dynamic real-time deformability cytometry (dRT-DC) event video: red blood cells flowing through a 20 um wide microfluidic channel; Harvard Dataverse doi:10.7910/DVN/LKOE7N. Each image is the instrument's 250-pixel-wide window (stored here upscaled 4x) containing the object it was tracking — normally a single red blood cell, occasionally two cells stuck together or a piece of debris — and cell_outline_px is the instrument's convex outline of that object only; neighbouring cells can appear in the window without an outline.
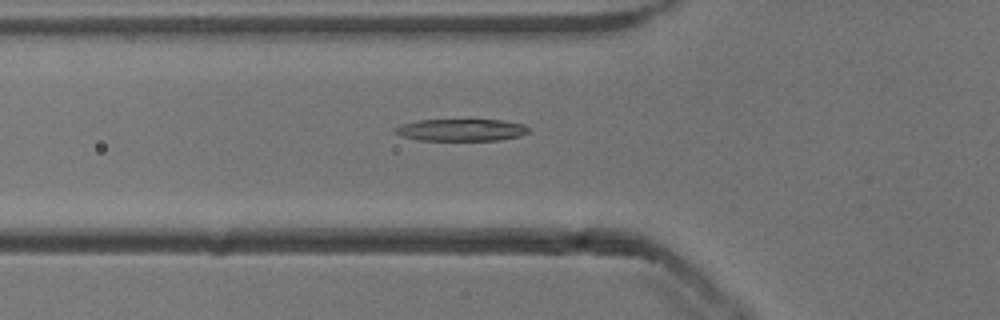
{"species": "common noctule bat (a hibernating species)", "species_latin": "Nyctalus noctula", "temperature_condition": "cold", "stored_images_in_passage": 29, "camera_frame_rate_fps": 3000, "um_per_image_px": 0.085, "animal": {"sex": "male", "body_mass_g": 13.3}, "frame": {"image": 1, "passage_image": 19, "time_ms": 6.0, "image_size_px": [1000, 320], "cell_outline_px": [[528, 132], [520, 136], [500, 140], [420, 140], [404, 136], [396, 132], [392, 128], [400, 124], [420, 120], [504, 120], [524, 124], [528, 128]], "centroid_in_image_um": [39.22, 11.04], "position_along_channel_um": 86.6, "area_um2": 17.05}}
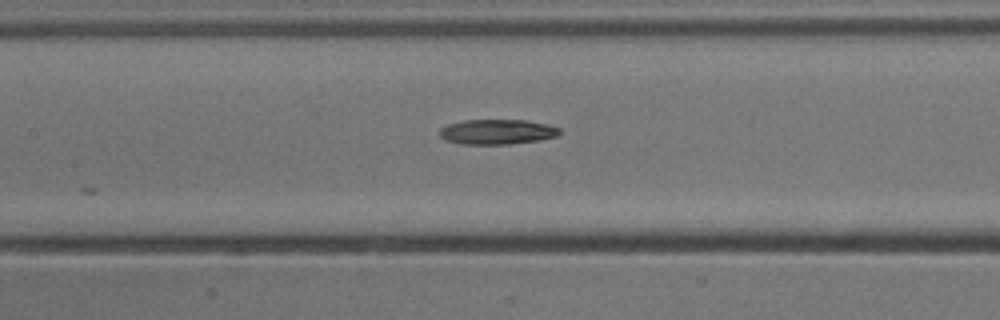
{"frame": {"image": 2, "passage_image": 25, "time_ms": 8.0, "image_size_px": [1000, 320], "cell_outline_px": [[560, 132], [556, 136], [540, 140], [508, 144], [460, 144], [444, 140], [440, 136], [440, 128], [448, 124], [464, 120], [524, 120], [548, 124], [560, 128]], "centroid_in_image_um": [42.24, 11.2], "position_along_channel_um": 165.2, "area_um2": 17.51}}
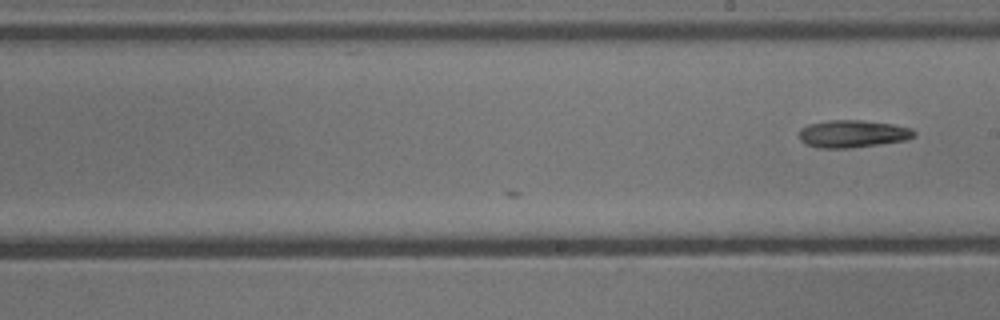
{"frame": {"image": 3, "passage_image": 29, "time_ms": 9.333, "image_size_px": [1000, 320], "cell_outline_px": [[916, 136], [904, 140], [880, 144], [848, 148], [820, 148], [804, 144], [800, 140], [800, 128], [808, 124], [828, 120], [860, 120], [892, 124], [912, 128], [916, 132]], "centroid_in_image_um": [72.46, 11.37], "position_along_channel_um": 216.5, "area_um2": 18.44}}